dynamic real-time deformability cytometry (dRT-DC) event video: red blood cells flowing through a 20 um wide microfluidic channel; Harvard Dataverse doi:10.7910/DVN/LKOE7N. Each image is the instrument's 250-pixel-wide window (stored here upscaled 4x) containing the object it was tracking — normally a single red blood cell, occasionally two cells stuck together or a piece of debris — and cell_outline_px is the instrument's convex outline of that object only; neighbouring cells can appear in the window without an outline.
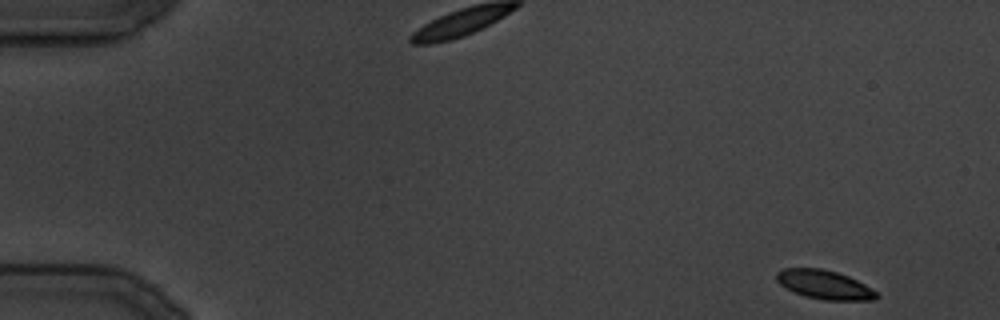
{"species": "common noctule bat (a hibernating species)", "species_latin": "Nyctalus noctula", "temperature_condition": "cold", "stored_images_in_passage": 26, "camera_frame_rate_fps": 3000, "um_per_image_px": 0.085, "animal": {"sex": "male", "body_mass_g": 19.5, "forearm_length_mm": 54.6}, "frame": {"image": 1, "passage_image": 1, "time_ms": 0.0, "image_size_px": [1000, 320], "cell_outline_px": [[880, 296], [872, 300], [824, 300], [804, 296], [780, 284], [776, 280], [776, 272], [784, 268], [820, 268], [836, 272], [848, 276], [872, 288]], "centroid_in_image_um": [70.08, 24.19], "position_along_channel_um": 14.9, "area_um2": 16.7}}